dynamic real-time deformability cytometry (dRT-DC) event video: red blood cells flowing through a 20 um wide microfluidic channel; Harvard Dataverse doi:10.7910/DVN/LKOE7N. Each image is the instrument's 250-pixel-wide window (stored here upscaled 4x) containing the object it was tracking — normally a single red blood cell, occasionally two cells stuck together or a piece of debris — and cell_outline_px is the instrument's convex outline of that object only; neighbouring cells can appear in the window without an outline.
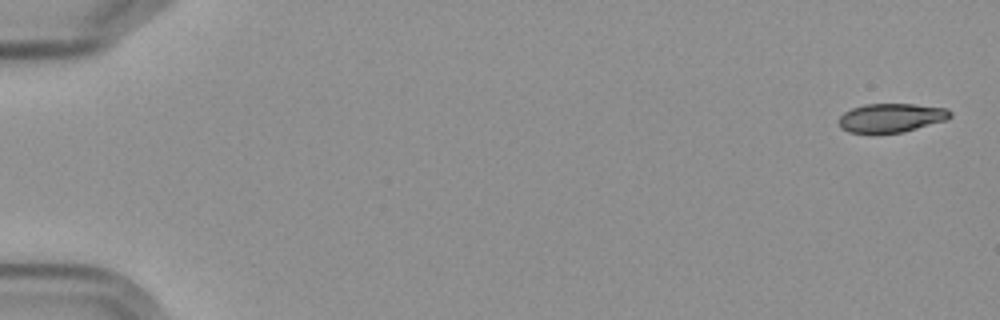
{"species": "Egyptian fruit bat (a non-hibernating species)", "species_latin": "Rousettus aegyptiacus", "temperature_condition": "cold", "stored_images_in_passage": 7, "camera_frame_rate_fps": 3000, "um_per_image_px": 0.085, "frame": {"image": 1, "passage_image": 1, "time_ms": 0.0, "image_size_px": [1000, 320], "cell_outline_px": [[952, 116], [944, 120], [904, 132], [876, 136], [848, 132], [840, 128], [836, 120], [844, 112], [852, 108], [864, 104], [912, 104], [948, 108], [952, 112]], "centroid_in_image_um": [75.67, 10.05], "position_along_channel_um": 9.3, "area_um2": 19.48}}
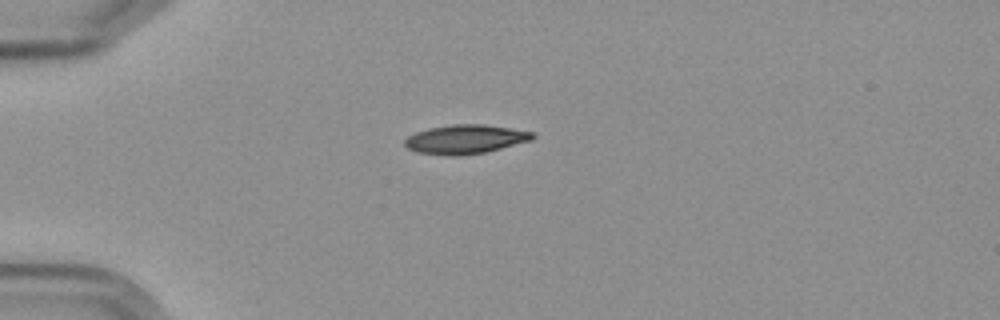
{"frame": {"image": 2, "passage_image": 5, "time_ms": 4.667, "image_size_px": [1000, 320], "cell_outline_px": [[536, 136], [532, 140], [488, 152], [460, 156], [448, 156], [416, 152], [408, 148], [404, 144], [404, 140], [408, 136], [416, 132], [428, 128], [452, 124], [484, 124], [532, 132]], "centroid_in_image_um": [39.54, 11.85], "position_along_channel_um": 45.5, "area_um2": 21.79}}
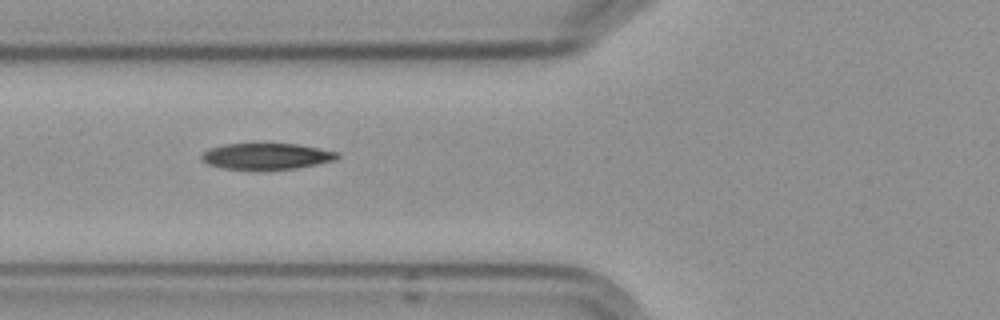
{"frame": {"image": 3, "passage_image": 7, "time_ms": 7.0, "image_size_px": [1000, 320], "cell_outline_px": [[340, 156], [336, 160], [296, 168], [224, 168], [208, 164], [200, 156], [208, 148], [224, 144], [296, 144], [340, 152]], "centroid_in_image_um": [22.68, 13.26], "position_along_channel_um": 103.1, "area_um2": 20.17}}